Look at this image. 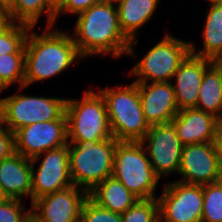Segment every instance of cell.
Instances as JSON below:
<instances>
[{
	"label": "cell",
	"mask_w": 222,
	"mask_h": 222,
	"mask_svg": "<svg viewBox=\"0 0 222 222\" xmlns=\"http://www.w3.org/2000/svg\"><path fill=\"white\" fill-rule=\"evenodd\" d=\"M15 152L28 159L68 144L67 119L27 125L14 133Z\"/></svg>",
	"instance_id": "12"
},
{
	"label": "cell",
	"mask_w": 222,
	"mask_h": 222,
	"mask_svg": "<svg viewBox=\"0 0 222 222\" xmlns=\"http://www.w3.org/2000/svg\"><path fill=\"white\" fill-rule=\"evenodd\" d=\"M204 18L203 47L196 50L191 42V54L200 58L213 60L222 49V2L209 3Z\"/></svg>",
	"instance_id": "21"
},
{
	"label": "cell",
	"mask_w": 222,
	"mask_h": 222,
	"mask_svg": "<svg viewBox=\"0 0 222 222\" xmlns=\"http://www.w3.org/2000/svg\"><path fill=\"white\" fill-rule=\"evenodd\" d=\"M112 176L138 199L158 197L155 194L160 178L155 174L141 142L119 141L117 143Z\"/></svg>",
	"instance_id": "6"
},
{
	"label": "cell",
	"mask_w": 222,
	"mask_h": 222,
	"mask_svg": "<svg viewBox=\"0 0 222 222\" xmlns=\"http://www.w3.org/2000/svg\"><path fill=\"white\" fill-rule=\"evenodd\" d=\"M0 186L8 198L30 197L32 203L31 159L14 152L0 161Z\"/></svg>",
	"instance_id": "18"
},
{
	"label": "cell",
	"mask_w": 222,
	"mask_h": 222,
	"mask_svg": "<svg viewBox=\"0 0 222 222\" xmlns=\"http://www.w3.org/2000/svg\"><path fill=\"white\" fill-rule=\"evenodd\" d=\"M183 145L215 141L220 120L197 108L180 110L171 121Z\"/></svg>",
	"instance_id": "17"
},
{
	"label": "cell",
	"mask_w": 222,
	"mask_h": 222,
	"mask_svg": "<svg viewBox=\"0 0 222 222\" xmlns=\"http://www.w3.org/2000/svg\"><path fill=\"white\" fill-rule=\"evenodd\" d=\"M17 0H0V9L9 13L16 5Z\"/></svg>",
	"instance_id": "33"
},
{
	"label": "cell",
	"mask_w": 222,
	"mask_h": 222,
	"mask_svg": "<svg viewBox=\"0 0 222 222\" xmlns=\"http://www.w3.org/2000/svg\"><path fill=\"white\" fill-rule=\"evenodd\" d=\"M201 222H222V180L203 185Z\"/></svg>",
	"instance_id": "26"
},
{
	"label": "cell",
	"mask_w": 222,
	"mask_h": 222,
	"mask_svg": "<svg viewBox=\"0 0 222 222\" xmlns=\"http://www.w3.org/2000/svg\"><path fill=\"white\" fill-rule=\"evenodd\" d=\"M30 28V26L10 21L0 31V56L25 53V41Z\"/></svg>",
	"instance_id": "25"
},
{
	"label": "cell",
	"mask_w": 222,
	"mask_h": 222,
	"mask_svg": "<svg viewBox=\"0 0 222 222\" xmlns=\"http://www.w3.org/2000/svg\"><path fill=\"white\" fill-rule=\"evenodd\" d=\"M88 197L102 208L122 214L139 199L113 176L96 185Z\"/></svg>",
	"instance_id": "20"
},
{
	"label": "cell",
	"mask_w": 222,
	"mask_h": 222,
	"mask_svg": "<svg viewBox=\"0 0 222 222\" xmlns=\"http://www.w3.org/2000/svg\"><path fill=\"white\" fill-rule=\"evenodd\" d=\"M212 60L190 54L174 73L173 84L178 110L195 108L205 70Z\"/></svg>",
	"instance_id": "16"
},
{
	"label": "cell",
	"mask_w": 222,
	"mask_h": 222,
	"mask_svg": "<svg viewBox=\"0 0 222 222\" xmlns=\"http://www.w3.org/2000/svg\"><path fill=\"white\" fill-rule=\"evenodd\" d=\"M42 158L35 169V163ZM32 202L44 195L73 186L70 175L68 144L48 150L31 159Z\"/></svg>",
	"instance_id": "11"
},
{
	"label": "cell",
	"mask_w": 222,
	"mask_h": 222,
	"mask_svg": "<svg viewBox=\"0 0 222 222\" xmlns=\"http://www.w3.org/2000/svg\"><path fill=\"white\" fill-rule=\"evenodd\" d=\"M178 175L177 180L186 184L205 185L222 180L215 142L184 145Z\"/></svg>",
	"instance_id": "13"
},
{
	"label": "cell",
	"mask_w": 222,
	"mask_h": 222,
	"mask_svg": "<svg viewBox=\"0 0 222 222\" xmlns=\"http://www.w3.org/2000/svg\"><path fill=\"white\" fill-rule=\"evenodd\" d=\"M121 217L122 222H160L158 199H139Z\"/></svg>",
	"instance_id": "27"
},
{
	"label": "cell",
	"mask_w": 222,
	"mask_h": 222,
	"mask_svg": "<svg viewBox=\"0 0 222 222\" xmlns=\"http://www.w3.org/2000/svg\"><path fill=\"white\" fill-rule=\"evenodd\" d=\"M101 1L103 0H64V2L56 9V21L60 19V15H79L89 9L92 5Z\"/></svg>",
	"instance_id": "30"
},
{
	"label": "cell",
	"mask_w": 222,
	"mask_h": 222,
	"mask_svg": "<svg viewBox=\"0 0 222 222\" xmlns=\"http://www.w3.org/2000/svg\"><path fill=\"white\" fill-rule=\"evenodd\" d=\"M72 31L70 35L82 58L111 54L115 59L128 54L131 41L121 30L116 3L103 0L92 5L77 15Z\"/></svg>",
	"instance_id": "1"
},
{
	"label": "cell",
	"mask_w": 222,
	"mask_h": 222,
	"mask_svg": "<svg viewBox=\"0 0 222 222\" xmlns=\"http://www.w3.org/2000/svg\"><path fill=\"white\" fill-rule=\"evenodd\" d=\"M48 1L55 9H57L64 2V0H48Z\"/></svg>",
	"instance_id": "36"
},
{
	"label": "cell",
	"mask_w": 222,
	"mask_h": 222,
	"mask_svg": "<svg viewBox=\"0 0 222 222\" xmlns=\"http://www.w3.org/2000/svg\"><path fill=\"white\" fill-rule=\"evenodd\" d=\"M208 3H218L222 2V0H206Z\"/></svg>",
	"instance_id": "39"
},
{
	"label": "cell",
	"mask_w": 222,
	"mask_h": 222,
	"mask_svg": "<svg viewBox=\"0 0 222 222\" xmlns=\"http://www.w3.org/2000/svg\"><path fill=\"white\" fill-rule=\"evenodd\" d=\"M114 137L94 143L68 142L70 175L73 185L88 193L113 174Z\"/></svg>",
	"instance_id": "5"
},
{
	"label": "cell",
	"mask_w": 222,
	"mask_h": 222,
	"mask_svg": "<svg viewBox=\"0 0 222 222\" xmlns=\"http://www.w3.org/2000/svg\"><path fill=\"white\" fill-rule=\"evenodd\" d=\"M24 222H39L32 214Z\"/></svg>",
	"instance_id": "38"
},
{
	"label": "cell",
	"mask_w": 222,
	"mask_h": 222,
	"mask_svg": "<svg viewBox=\"0 0 222 222\" xmlns=\"http://www.w3.org/2000/svg\"><path fill=\"white\" fill-rule=\"evenodd\" d=\"M10 21L36 27L40 18L45 17V27L56 25V9L48 0H17L15 7L8 13Z\"/></svg>",
	"instance_id": "23"
},
{
	"label": "cell",
	"mask_w": 222,
	"mask_h": 222,
	"mask_svg": "<svg viewBox=\"0 0 222 222\" xmlns=\"http://www.w3.org/2000/svg\"><path fill=\"white\" fill-rule=\"evenodd\" d=\"M15 152L14 133L0 121V161Z\"/></svg>",
	"instance_id": "31"
},
{
	"label": "cell",
	"mask_w": 222,
	"mask_h": 222,
	"mask_svg": "<svg viewBox=\"0 0 222 222\" xmlns=\"http://www.w3.org/2000/svg\"><path fill=\"white\" fill-rule=\"evenodd\" d=\"M215 146L219 156V161L222 169V121L218 124L216 130V137H215Z\"/></svg>",
	"instance_id": "32"
},
{
	"label": "cell",
	"mask_w": 222,
	"mask_h": 222,
	"mask_svg": "<svg viewBox=\"0 0 222 222\" xmlns=\"http://www.w3.org/2000/svg\"><path fill=\"white\" fill-rule=\"evenodd\" d=\"M8 198V196L4 193L3 189L0 186V203L6 201Z\"/></svg>",
	"instance_id": "37"
},
{
	"label": "cell",
	"mask_w": 222,
	"mask_h": 222,
	"mask_svg": "<svg viewBox=\"0 0 222 222\" xmlns=\"http://www.w3.org/2000/svg\"><path fill=\"white\" fill-rule=\"evenodd\" d=\"M80 222H122L121 214L102 208L89 197L85 200Z\"/></svg>",
	"instance_id": "28"
},
{
	"label": "cell",
	"mask_w": 222,
	"mask_h": 222,
	"mask_svg": "<svg viewBox=\"0 0 222 222\" xmlns=\"http://www.w3.org/2000/svg\"><path fill=\"white\" fill-rule=\"evenodd\" d=\"M149 126L171 123L179 112L171 82H136Z\"/></svg>",
	"instance_id": "15"
},
{
	"label": "cell",
	"mask_w": 222,
	"mask_h": 222,
	"mask_svg": "<svg viewBox=\"0 0 222 222\" xmlns=\"http://www.w3.org/2000/svg\"><path fill=\"white\" fill-rule=\"evenodd\" d=\"M10 22L6 11L0 9V31Z\"/></svg>",
	"instance_id": "34"
},
{
	"label": "cell",
	"mask_w": 222,
	"mask_h": 222,
	"mask_svg": "<svg viewBox=\"0 0 222 222\" xmlns=\"http://www.w3.org/2000/svg\"><path fill=\"white\" fill-rule=\"evenodd\" d=\"M160 2V0H120L116 3L121 30L131 41L127 55L136 57L134 46L139 41L138 31L153 18Z\"/></svg>",
	"instance_id": "19"
},
{
	"label": "cell",
	"mask_w": 222,
	"mask_h": 222,
	"mask_svg": "<svg viewBox=\"0 0 222 222\" xmlns=\"http://www.w3.org/2000/svg\"><path fill=\"white\" fill-rule=\"evenodd\" d=\"M40 34L31 27L25 41L24 86L42 82L64 73L82 58L70 31L57 29V25L44 27Z\"/></svg>",
	"instance_id": "2"
},
{
	"label": "cell",
	"mask_w": 222,
	"mask_h": 222,
	"mask_svg": "<svg viewBox=\"0 0 222 222\" xmlns=\"http://www.w3.org/2000/svg\"><path fill=\"white\" fill-rule=\"evenodd\" d=\"M108 1L113 2V3H117L120 0H108Z\"/></svg>",
	"instance_id": "40"
},
{
	"label": "cell",
	"mask_w": 222,
	"mask_h": 222,
	"mask_svg": "<svg viewBox=\"0 0 222 222\" xmlns=\"http://www.w3.org/2000/svg\"><path fill=\"white\" fill-rule=\"evenodd\" d=\"M190 44L191 41L167 33L129 69L127 75L134 77V82H171L178 67L191 54Z\"/></svg>",
	"instance_id": "8"
},
{
	"label": "cell",
	"mask_w": 222,
	"mask_h": 222,
	"mask_svg": "<svg viewBox=\"0 0 222 222\" xmlns=\"http://www.w3.org/2000/svg\"><path fill=\"white\" fill-rule=\"evenodd\" d=\"M25 88L18 87L17 92L0 98V121L11 132L34 123L59 120L65 115L67 98L20 93Z\"/></svg>",
	"instance_id": "7"
},
{
	"label": "cell",
	"mask_w": 222,
	"mask_h": 222,
	"mask_svg": "<svg viewBox=\"0 0 222 222\" xmlns=\"http://www.w3.org/2000/svg\"><path fill=\"white\" fill-rule=\"evenodd\" d=\"M212 63L219 67H222V49L218 53V55L212 60Z\"/></svg>",
	"instance_id": "35"
},
{
	"label": "cell",
	"mask_w": 222,
	"mask_h": 222,
	"mask_svg": "<svg viewBox=\"0 0 222 222\" xmlns=\"http://www.w3.org/2000/svg\"><path fill=\"white\" fill-rule=\"evenodd\" d=\"M25 53L0 56V94L12 85L24 86Z\"/></svg>",
	"instance_id": "24"
},
{
	"label": "cell",
	"mask_w": 222,
	"mask_h": 222,
	"mask_svg": "<svg viewBox=\"0 0 222 222\" xmlns=\"http://www.w3.org/2000/svg\"><path fill=\"white\" fill-rule=\"evenodd\" d=\"M31 214L20 199L9 198L0 203V222H24Z\"/></svg>",
	"instance_id": "29"
},
{
	"label": "cell",
	"mask_w": 222,
	"mask_h": 222,
	"mask_svg": "<svg viewBox=\"0 0 222 222\" xmlns=\"http://www.w3.org/2000/svg\"><path fill=\"white\" fill-rule=\"evenodd\" d=\"M88 192L75 185L44 195L31 203V214L39 222H79Z\"/></svg>",
	"instance_id": "14"
},
{
	"label": "cell",
	"mask_w": 222,
	"mask_h": 222,
	"mask_svg": "<svg viewBox=\"0 0 222 222\" xmlns=\"http://www.w3.org/2000/svg\"><path fill=\"white\" fill-rule=\"evenodd\" d=\"M159 197L160 222H201L203 185L177 180L164 183Z\"/></svg>",
	"instance_id": "9"
},
{
	"label": "cell",
	"mask_w": 222,
	"mask_h": 222,
	"mask_svg": "<svg viewBox=\"0 0 222 222\" xmlns=\"http://www.w3.org/2000/svg\"><path fill=\"white\" fill-rule=\"evenodd\" d=\"M103 96L113 137L117 141L140 142L150 126L146 122L139 97L138 84H120L97 88Z\"/></svg>",
	"instance_id": "3"
},
{
	"label": "cell",
	"mask_w": 222,
	"mask_h": 222,
	"mask_svg": "<svg viewBox=\"0 0 222 222\" xmlns=\"http://www.w3.org/2000/svg\"><path fill=\"white\" fill-rule=\"evenodd\" d=\"M81 98H67L68 142L94 143L112 138L106 103L101 93L85 90Z\"/></svg>",
	"instance_id": "4"
},
{
	"label": "cell",
	"mask_w": 222,
	"mask_h": 222,
	"mask_svg": "<svg viewBox=\"0 0 222 222\" xmlns=\"http://www.w3.org/2000/svg\"><path fill=\"white\" fill-rule=\"evenodd\" d=\"M146 149L155 174L162 179L178 175L183 144L172 123L152 125L140 141Z\"/></svg>",
	"instance_id": "10"
},
{
	"label": "cell",
	"mask_w": 222,
	"mask_h": 222,
	"mask_svg": "<svg viewBox=\"0 0 222 222\" xmlns=\"http://www.w3.org/2000/svg\"><path fill=\"white\" fill-rule=\"evenodd\" d=\"M195 108L222 121V67L212 63L205 70Z\"/></svg>",
	"instance_id": "22"
}]
</instances>
